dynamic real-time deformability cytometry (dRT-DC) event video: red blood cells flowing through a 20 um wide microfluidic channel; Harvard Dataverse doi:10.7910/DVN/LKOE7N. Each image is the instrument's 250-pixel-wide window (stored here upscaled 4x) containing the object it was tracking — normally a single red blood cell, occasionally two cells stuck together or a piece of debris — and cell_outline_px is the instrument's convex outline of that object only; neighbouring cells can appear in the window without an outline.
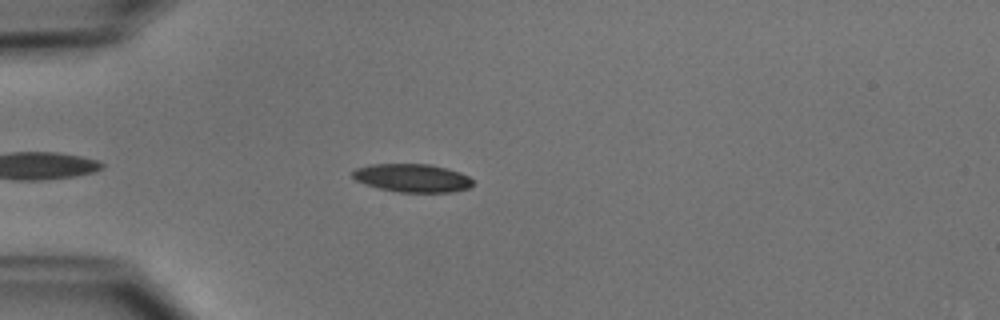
{"species": "common noctule bat (a hibernating species)", "species_latin": "Nyctalus noctula", "temperature_condition": "cold", "stored_images_in_passage": 33, "camera_frame_rate_fps": 3000, "um_per_image_px": 0.085, "animal": {"sex": "male", "body_mass_g": 15.6}, "frame": {"image": 1, "passage_image": 7, "time_ms": 2.0, "image_size_px": [1000, 320], "cell_outline_px": [[472, 184], [468, 188], [452, 192], [400, 192], [380, 188], [356, 180], [352, 176], [352, 172], [356, 168], [368, 164], [432, 164], [460, 172], [468, 176], [472, 180]], "centroid_in_image_um": [35.05, 15.11], "position_along_channel_um": 50.0, "area_um2": 19.65}}
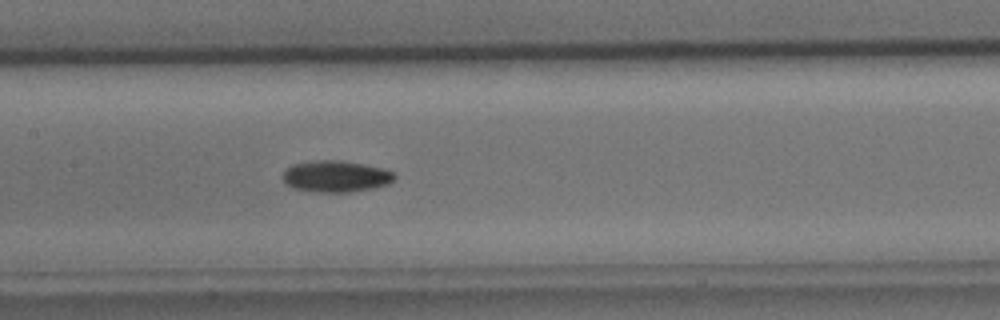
{"frame": {"image": 2, "passage_image": 18, "time_ms": 5.667, "image_size_px": [1000, 320], "cell_outline_px": [[396, 176], [388, 184], [372, 188], [348, 192], [320, 192], [292, 188], [280, 176], [292, 164], [320, 160], [340, 160], [364, 164], [384, 168], [396, 172]], "centroid_in_image_um": [28.57, 14.98], "position_along_channel_um": 178.8, "area_um2": 20.46}}
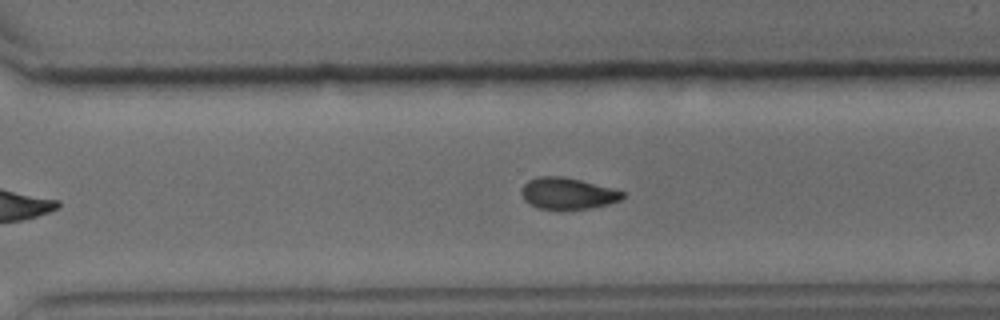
{"frame": {"image": 3, "passage_image": 29, "time_ms": 9.333, "image_size_px": [1000, 320], "cell_outline_px": [[624, 196], [620, 200], [608, 204], [592, 208], [540, 208], [524, 200], [520, 192], [524, 184], [528, 180], [540, 176], [564, 176], [612, 188], [624, 192]], "centroid_in_image_um": [48.24, 16.42], "position_along_channel_um": 322.4, "area_um2": 18.21}, "authors_computed_cell_mechanics": {"area_um2": 19.652, "velocity_mm_per_s": 3.9272, "shape_relaxation_time_tau1_ms": 3.8518, "shape_relaxation_time_tau2_ms": null, "deformation_change_tau1": 0.111, "deformation_change_tau2": null}}